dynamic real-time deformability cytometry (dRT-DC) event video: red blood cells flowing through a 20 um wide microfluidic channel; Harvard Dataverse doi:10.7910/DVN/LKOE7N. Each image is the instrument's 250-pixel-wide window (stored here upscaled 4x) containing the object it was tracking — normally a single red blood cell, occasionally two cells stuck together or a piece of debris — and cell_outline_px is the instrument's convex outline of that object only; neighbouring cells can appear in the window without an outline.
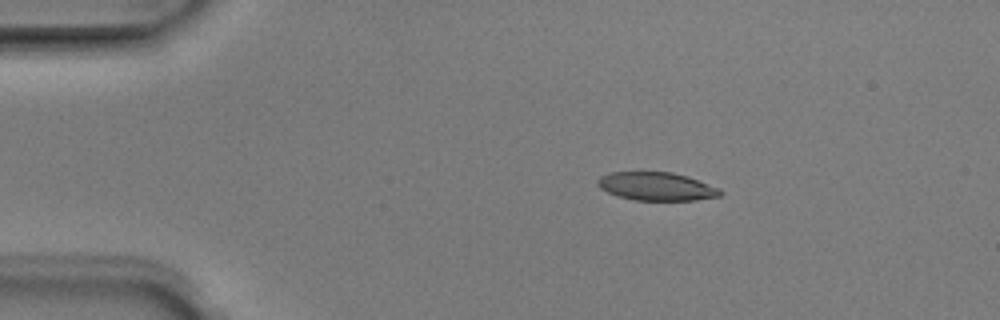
{"species": "Egyptian fruit bat (a non-hibernating species)", "species_latin": "Rousettus aegyptiacus", "temperature_condition": "room temperature", "stored_images_in_passage": 6, "camera_frame_rate_fps": 3000, "um_per_image_px": 0.085, "animal": {"sex": "male"}, "frame": {"image": 1, "passage_image": 2, "time_ms": 0.333, "image_size_px": [1000, 320], "cell_outline_px": [[724, 192], [720, 196], [696, 200], [636, 200], [616, 196], [600, 188], [596, 184], [596, 180], [600, 176], [608, 172], [672, 172], [688, 176], [720, 188]], "centroid_in_image_um": [55.8, 15.84], "position_along_channel_um": 29.2, "area_um2": 20.4}}
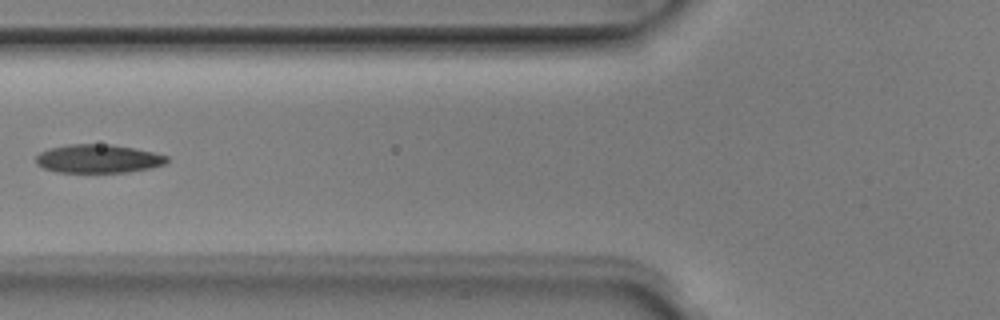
{"frame": {"image": 2, "passage_image": 5, "time_ms": 1.333, "image_size_px": [1000, 320], "cell_outline_px": [[168, 160], [164, 164], [152, 168], [128, 172], [56, 172], [44, 168], [36, 164], [36, 156], [40, 152], [48, 148], [68, 144], [112, 144], [136, 148], [168, 156]], "centroid_in_image_um": [8.34, 13.48], "position_along_channel_um": 117.5, "area_um2": 21.91}}
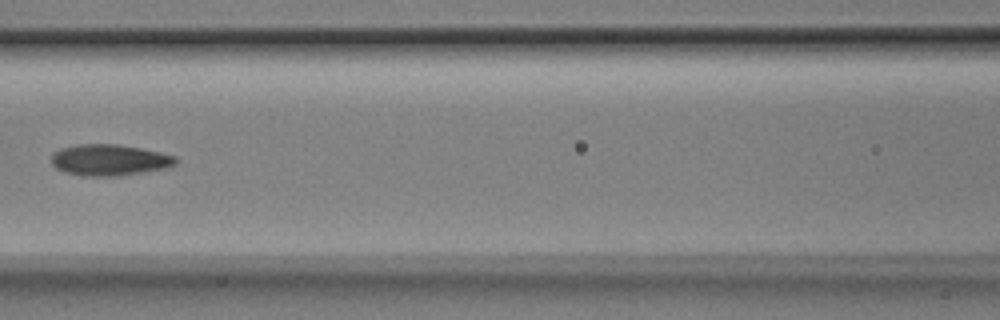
{"frame": {"image": 3, "passage_image": 6, "time_ms": 1.667, "image_size_px": [1000, 320], "cell_outline_px": [[176, 164], [164, 168], [120, 176], [84, 176], [64, 172], [56, 168], [52, 164], [52, 152], [60, 148], [76, 144], [116, 144], [140, 148], [160, 152], [176, 156]], "centroid_in_image_um": [9.26, 13.59], "position_along_channel_um": 157.3, "area_um2": 22.66}}